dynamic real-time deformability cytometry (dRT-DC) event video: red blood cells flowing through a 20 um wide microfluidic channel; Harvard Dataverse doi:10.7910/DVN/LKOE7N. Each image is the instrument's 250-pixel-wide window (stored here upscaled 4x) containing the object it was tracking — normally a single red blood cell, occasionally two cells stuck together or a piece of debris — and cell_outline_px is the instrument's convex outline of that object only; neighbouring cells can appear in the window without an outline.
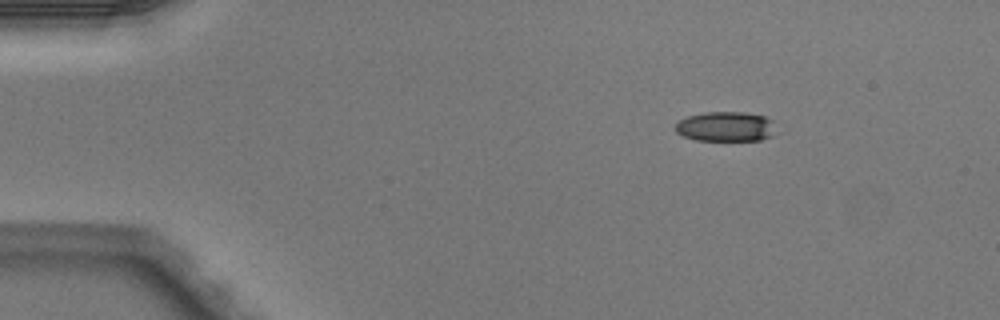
{"species": "Egyptian fruit bat (a non-hibernating species)", "species_latin": "Rousettus aegyptiacus", "temperature_condition": "warm", "stored_images_in_passage": 3, "camera_frame_rate_fps": 3000, "um_per_image_px": 0.085, "animal": {"sex": "male"}, "frame": {"image": 1, "passage_image": 1, "time_ms": 0.0, "image_size_px": [1000, 320], "cell_outline_px": [[772, 136], [760, 140], [696, 140], [684, 136], [676, 132], [676, 124], [680, 120], [688, 116], [704, 112], [744, 112], [764, 116], [772, 120]], "centroid_in_image_um": [61.66, 10.75], "position_along_channel_um": 23.3, "area_um2": 17.22}}